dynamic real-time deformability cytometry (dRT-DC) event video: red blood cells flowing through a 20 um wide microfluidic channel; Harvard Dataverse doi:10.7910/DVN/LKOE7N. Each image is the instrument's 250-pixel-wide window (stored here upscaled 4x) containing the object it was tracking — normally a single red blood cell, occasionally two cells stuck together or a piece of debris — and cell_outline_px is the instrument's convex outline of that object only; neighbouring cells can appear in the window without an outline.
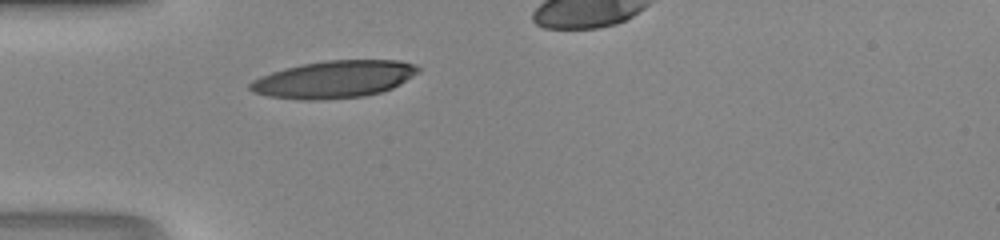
{"species": "human", "species_latin": "Homo sapiens", "temperature_condition": "room temperature", "stored_images_in_passage": 25, "camera_frame_rate_fps": 3000, "um_per_image_px": 0.085, "donor": {"sex": "male"}, "frame": {"image": 1, "passage_image": 1, "time_ms": 0.0, "image_size_px": [1000, 240], "cell_outline_px": [[420, 72], [400, 84], [392, 88], [380, 92], [364, 96], [316, 100], [300, 100], [268, 96], [252, 92], [248, 88], [248, 84], [252, 80], [260, 76], [284, 68], [304, 64], [328, 60], [400, 60], [412, 64], [420, 68]], "centroid_in_image_um": [28.37, 6.74], "position_along_channel_um": 56.6, "area_um2": 36.53}}
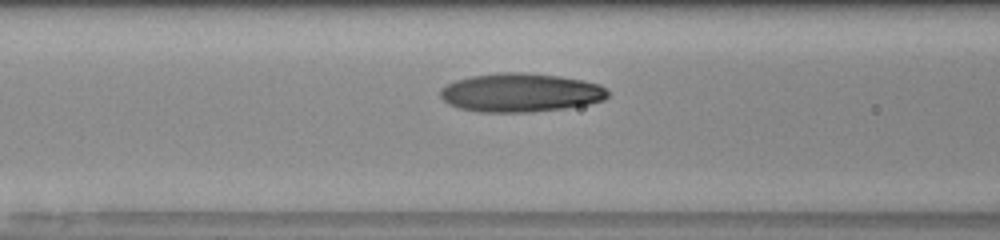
{"frame": {"image": 2, "passage_image": 6, "time_ms": 1.667, "image_size_px": [1000, 240], "cell_outline_px": [[608, 96], [604, 100], [588, 104], [564, 108], [532, 112], [480, 112], [460, 108], [448, 104], [440, 96], [440, 88], [456, 80], [472, 76], [504, 72], [524, 72], [560, 76], [600, 84], [608, 92]], "centroid_in_image_um": [44.24, 7.87], "position_along_channel_um": 122.4, "area_um2": 37.69}}
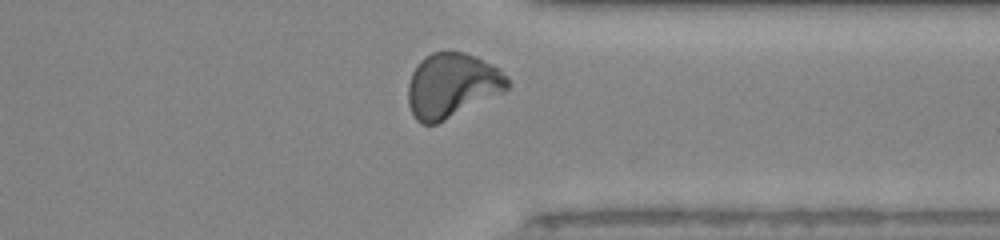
{"frame": {"image": 3, "passage_image": 23, "time_ms": 7.333, "image_size_px": [1000, 240], "cell_outline_px": [[508, 88], [504, 92], [436, 124], [420, 124], [416, 120], [408, 104], [408, 84], [412, 72], [420, 60], [424, 56], [432, 52], [464, 52], [476, 56], [500, 68], [508, 76]], "centroid_in_image_um": [38.41, 7.25], "position_along_channel_um": 373.0, "area_um2": 37.51}}